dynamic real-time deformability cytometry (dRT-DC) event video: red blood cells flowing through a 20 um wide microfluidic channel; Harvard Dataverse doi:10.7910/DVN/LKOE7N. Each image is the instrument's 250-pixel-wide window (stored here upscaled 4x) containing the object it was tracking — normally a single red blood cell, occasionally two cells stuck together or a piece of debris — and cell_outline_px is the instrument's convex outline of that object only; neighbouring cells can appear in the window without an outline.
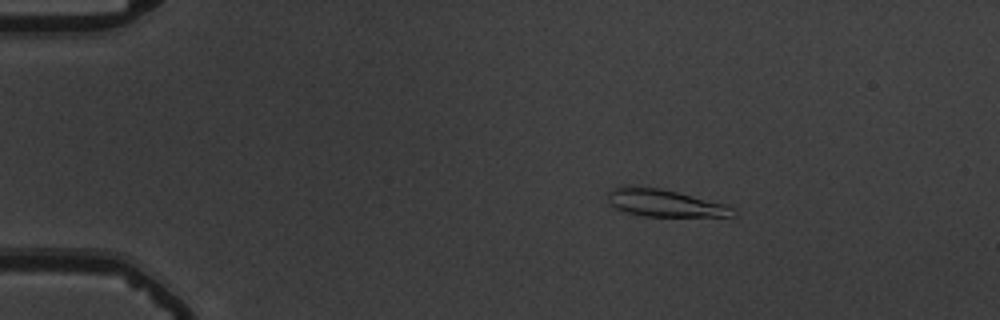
{"species": "common noctule bat (a hibernating species)", "species_latin": "Nyctalus noctula", "temperature_condition": "warm", "stored_images_in_passage": 49, "camera_frame_rate_fps": 3000, "um_per_image_px": 0.085, "animal": {"sex": "male", "body_mass_g": 19.5, "forearm_length_mm": 54.6}, "frame": {"image": 1, "passage_image": 3, "time_ms": 0.667, "image_size_px": [1000, 320], "cell_outline_px": [[736, 216], [644, 216], [624, 212], [608, 204], [608, 192], [612, 188], [624, 184], [628, 184], [660, 188], [724, 204], [732, 208], [736, 212]], "centroid_in_image_um": [56.39, 17.24], "position_along_channel_um": 28.6, "area_um2": 20.0}}
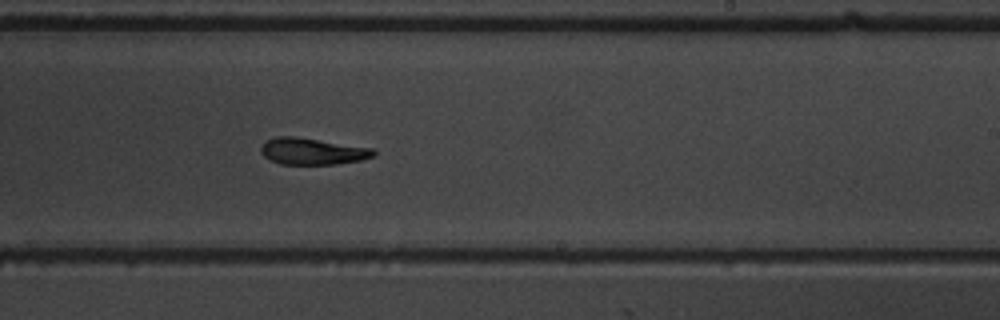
{"frame": {"image": 2, "passage_image": 28, "time_ms": 9.0, "image_size_px": [1000, 320], "cell_outline_px": [[376, 156], [360, 160], [336, 164], [280, 164], [264, 156], [260, 152], [260, 148], [264, 140], [276, 136], [296, 136], [372, 148], [376, 152]], "centroid_in_image_um": [26.53, 12.85], "position_along_channel_um": 262.5, "area_um2": 17.57}}
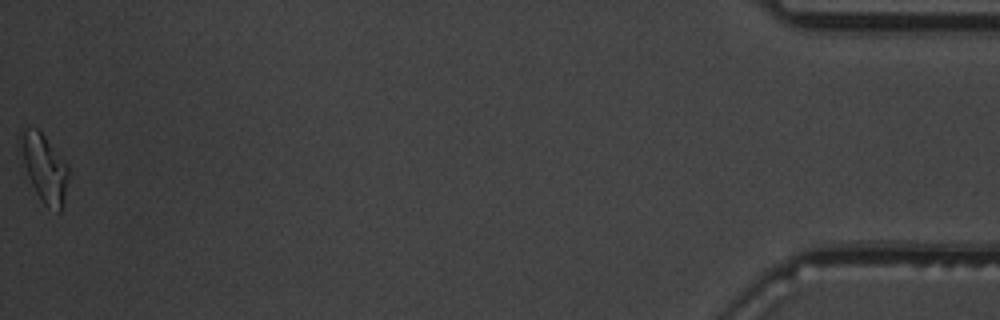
{"frame": {"image": 3, "passage_image": 49, "time_ms": 16.0, "image_size_px": [1000, 320], "cell_outline_px": [[68, 180], [60, 212], [48, 208], [40, 200], [28, 176], [16, 140], [20, 128], [36, 128], [44, 136], [68, 164]], "centroid_in_image_um": [3.72, 14.22], "position_along_channel_um": 431.5, "area_um2": 19.02}, "authors_computed_cell_mechanics": {"area_um2": 18.3804, "velocity_mm_per_s": 3.6962, "shape_relaxation_time_tau1_ms": 7.6132, "shape_relaxation_time_tau2_ms": 6.011, "deformation_change_tau1": 0.1976, "deformation_change_tau2": 0.1447}}